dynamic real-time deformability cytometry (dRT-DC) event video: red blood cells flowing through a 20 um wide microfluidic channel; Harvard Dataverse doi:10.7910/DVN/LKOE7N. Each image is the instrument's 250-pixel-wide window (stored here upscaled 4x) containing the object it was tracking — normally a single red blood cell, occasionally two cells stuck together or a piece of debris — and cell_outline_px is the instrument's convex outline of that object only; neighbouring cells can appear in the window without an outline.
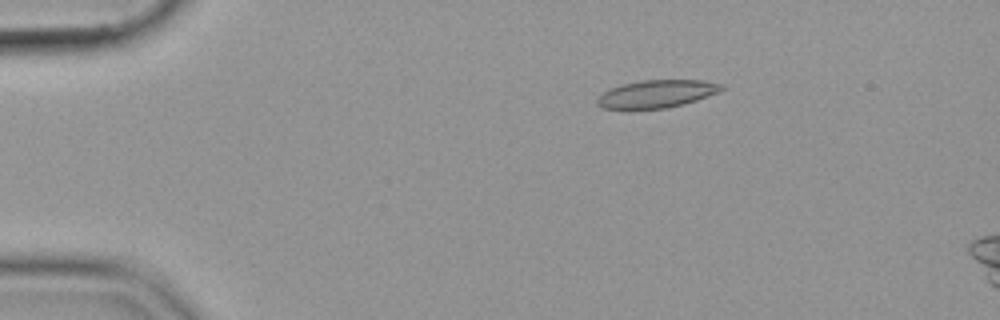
{"species": "common noctule bat (a hibernating species)", "species_latin": "Nyctalus noctula", "temperature_condition": "cold", "stored_images_in_passage": 16, "camera_frame_rate_fps": 3000, "um_per_image_px": 0.085, "animal": {"sex": "female", "body_mass_g": 19.9}, "frame": {"image": 1, "passage_image": 10, "time_ms": 3.0, "image_size_px": [1000, 320], "cell_outline_px": [[728, 88], [720, 92], [684, 104], [668, 108], [600, 108], [596, 104], [596, 100], [604, 92], [620, 84], [644, 80], [700, 80], [724, 84]], "centroid_in_image_um": [55.88, 7.97], "position_along_channel_um": 29.1, "area_um2": 20.06}}